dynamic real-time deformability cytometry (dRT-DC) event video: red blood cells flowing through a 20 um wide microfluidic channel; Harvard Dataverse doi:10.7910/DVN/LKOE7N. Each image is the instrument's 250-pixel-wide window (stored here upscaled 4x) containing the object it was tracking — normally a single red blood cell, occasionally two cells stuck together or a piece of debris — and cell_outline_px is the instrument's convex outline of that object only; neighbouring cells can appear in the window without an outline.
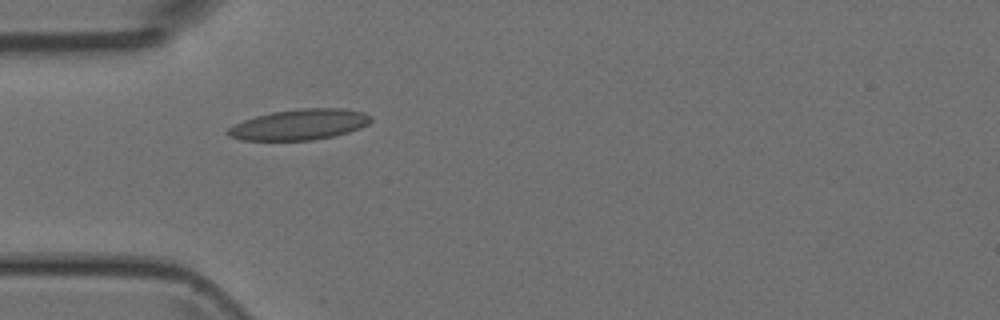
{"species": "Egyptian fruit bat (a non-hibernating species)", "species_latin": "Rousettus aegyptiacus", "temperature_condition": "room temperature", "stored_images_in_passage": 2, "camera_frame_rate_fps": 3000, "um_per_image_px": 0.085, "animal": {"sex": "female"}, "frame": {"image": 1, "passage_image": 1, "time_ms": 0.0, "image_size_px": [1000, 320], "cell_outline_px": [[372, 120], [368, 124], [360, 128], [348, 132], [332, 136], [312, 140], [244, 140], [228, 136], [224, 132], [228, 128], [244, 120], [256, 116], [272, 112], [300, 108], [344, 108], [364, 112], [372, 116]], "centroid_in_image_um": [25.47, 10.58], "position_along_channel_um": 59.5, "area_um2": 25.55}}
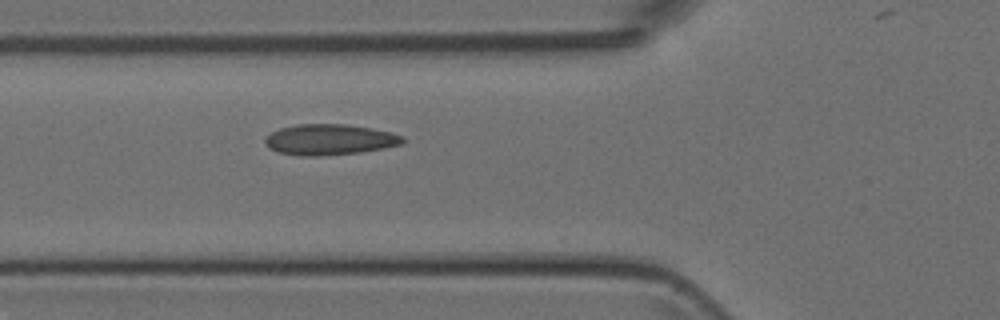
{"frame": {"image": 2, "passage_image": 2, "time_ms": 1.0, "image_size_px": [1000, 320], "cell_outline_px": [[404, 144], [384, 148], [360, 152], [320, 156], [300, 156], [280, 152], [268, 148], [264, 144], [264, 140], [272, 132], [280, 128], [296, 124], [348, 124], [372, 128], [392, 132], [404, 136]], "centroid_in_image_um": [28.04, 11.86], "position_along_channel_um": 97.8, "area_um2": 24.85}}